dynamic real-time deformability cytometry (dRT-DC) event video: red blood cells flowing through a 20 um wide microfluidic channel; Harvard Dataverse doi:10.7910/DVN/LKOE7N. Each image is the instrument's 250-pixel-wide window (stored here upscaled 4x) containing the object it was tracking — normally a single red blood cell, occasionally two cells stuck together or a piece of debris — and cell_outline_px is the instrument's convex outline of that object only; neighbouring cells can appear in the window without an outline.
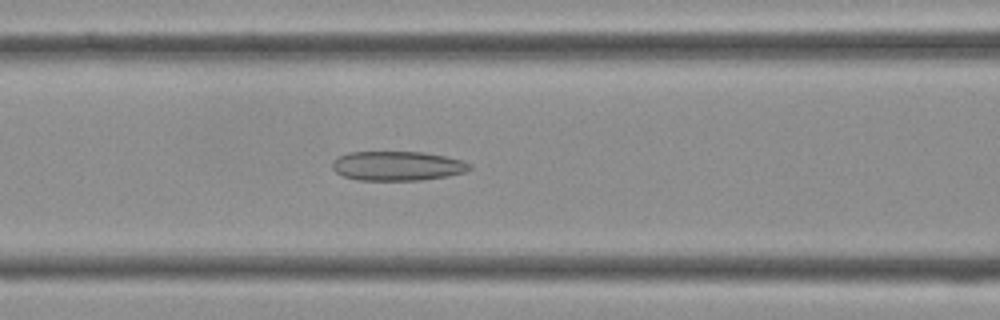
{"species": "Egyptian fruit bat (a non-hibernating species)", "species_latin": "Rousettus aegyptiacus", "temperature_condition": "cold", "stored_images_in_passage": 36, "camera_frame_rate_fps": 3000, "um_per_image_px": 0.085, "frame": {"image": 1, "passage_image": 15, "time_ms": 4.667, "image_size_px": [1000, 320], "cell_outline_px": [[472, 168], [464, 172], [448, 176], [420, 180], [356, 180], [344, 176], [336, 172], [332, 168], [332, 160], [348, 152], [424, 152], [444, 156], [460, 160], [472, 164]], "centroid_in_image_um": [33.77, 14.1], "position_along_channel_um": 132.8, "area_um2": 23.52}}
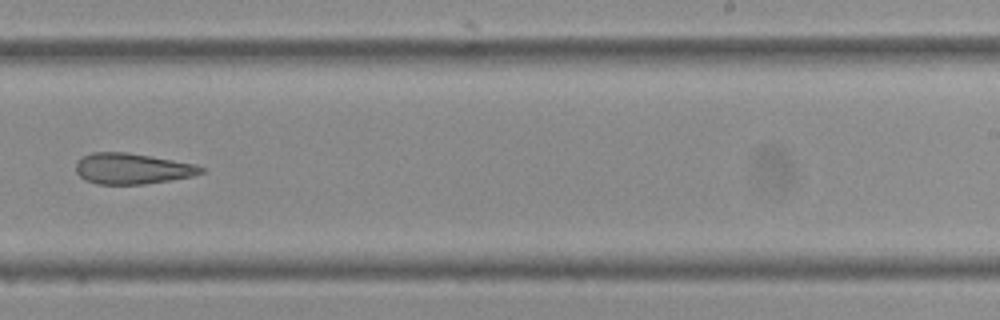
{"frame": {"image": 2, "passage_image": 24, "time_ms": 7.667, "image_size_px": [1000, 320], "cell_outline_px": [[204, 172], [192, 176], [144, 184], [96, 184], [84, 180], [76, 172], [76, 164], [84, 156], [92, 152], [128, 152], [196, 164], [204, 168]], "centroid_in_image_um": [11.23, 14.33], "position_along_channel_um": 277.8, "area_um2": 22.37}}
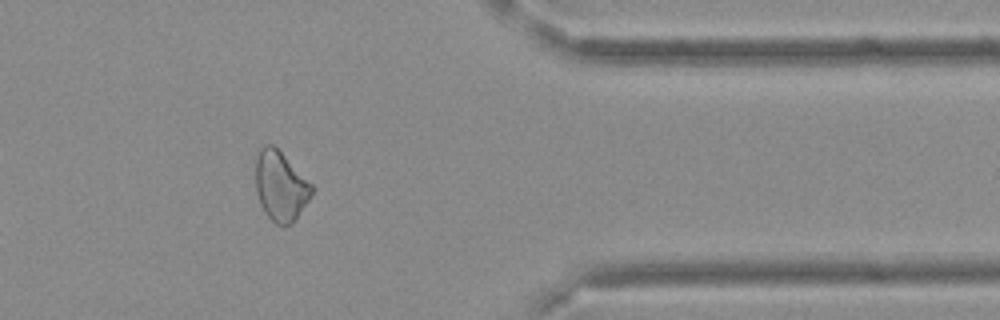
{"frame": {"image": 3, "passage_image": 32, "time_ms": 10.333, "image_size_px": [1000, 320], "cell_outline_px": [[316, 188], [312, 196], [292, 224], [276, 224], [264, 212], [260, 204], [256, 192], [256, 152], [264, 144], [272, 144]], "centroid_in_image_um": [23.85, 15.82], "position_along_channel_um": 387.6, "area_um2": 22.77}}